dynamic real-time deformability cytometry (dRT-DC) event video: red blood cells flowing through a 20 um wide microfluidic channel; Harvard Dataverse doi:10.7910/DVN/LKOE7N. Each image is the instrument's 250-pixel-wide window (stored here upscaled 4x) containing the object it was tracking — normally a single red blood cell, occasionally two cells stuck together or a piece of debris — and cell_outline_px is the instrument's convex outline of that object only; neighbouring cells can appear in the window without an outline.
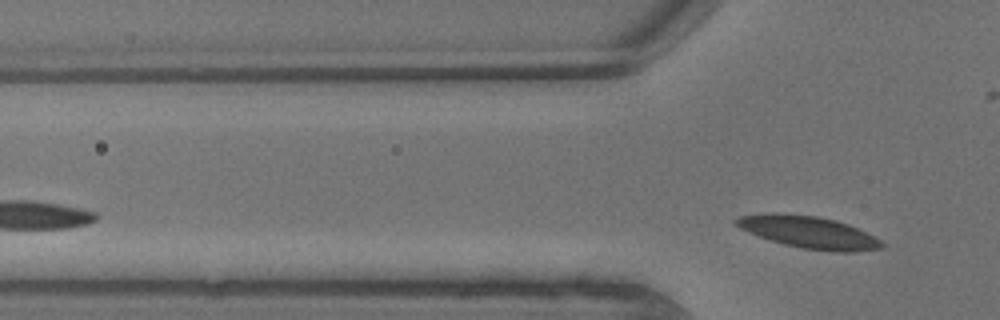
{"species": "common noctule bat (a hibernating species)", "species_latin": "Nyctalus noctula", "temperature_condition": "warm", "stored_images_in_passage": 5, "segment_of_instrument_passage": [2, 2], "camera_frame_rate_fps": 3000, "um_per_image_px": 0.085, "animal": {"sex": "male", "body_mass_g": 13.3}, "frame": {"image": 1, "passage_image": 5, "time_ms": 1.333, "image_size_px": [1000, 320], "cell_outline_px": [[884, 244], [880, 248], [852, 252], [828, 252], [804, 248], [784, 244], [748, 232], [732, 224], [732, 220], [740, 216], [764, 212], [780, 212], [816, 216], [836, 220], [848, 224], [880, 240]], "centroid_in_image_um": [68.66, 19.72], "position_along_channel_um": 57.1, "area_um2": 27.28}}